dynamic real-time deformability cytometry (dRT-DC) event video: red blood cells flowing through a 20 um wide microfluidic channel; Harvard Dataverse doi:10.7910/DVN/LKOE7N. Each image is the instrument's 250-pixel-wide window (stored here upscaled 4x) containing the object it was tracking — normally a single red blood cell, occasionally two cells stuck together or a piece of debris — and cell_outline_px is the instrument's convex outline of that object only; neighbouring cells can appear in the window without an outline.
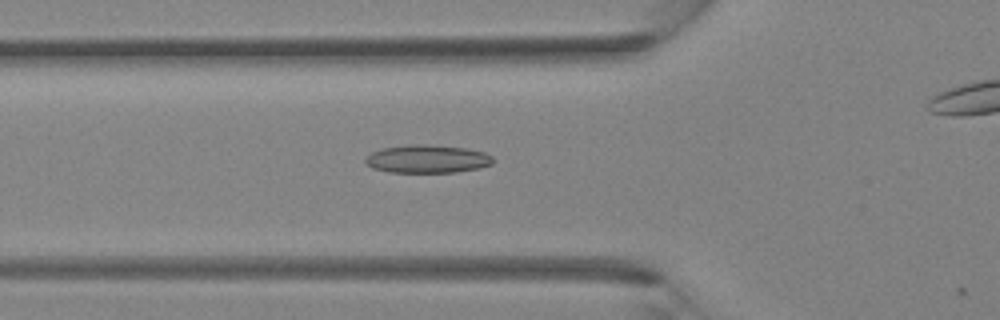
{"species": "Egyptian fruit bat (a non-hibernating species)", "species_latin": "Rousettus aegyptiacus", "temperature_condition": "room temperature", "stored_images_in_passage": 27, "camera_frame_rate_fps": 3000, "um_per_image_px": 0.085, "animal": {"sex": "female"}, "frame": {"image": 1, "passage_image": 6, "time_ms": 1.667, "image_size_px": [1000, 320], "cell_outline_px": [[492, 164], [480, 168], [456, 172], [388, 172], [372, 168], [364, 164], [364, 160], [372, 152], [384, 148], [412, 144], [424, 144], [468, 148], [484, 152], [492, 156]], "centroid_in_image_um": [36.32, 13.51], "position_along_channel_um": 89.5, "area_um2": 20.92}}
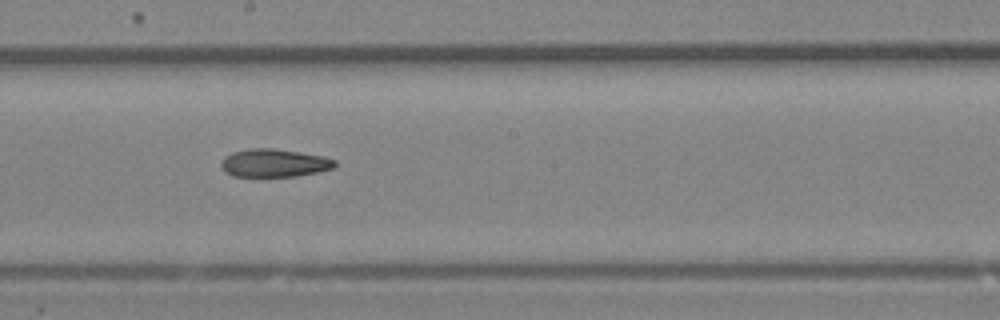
{"frame": {"image": 2, "passage_image": 14, "time_ms": 4.333, "image_size_px": [1000, 320], "cell_outline_px": [[336, 164], [332, 168], [316, 172], [296, 176], [232, 176], [224, 172], [220, 168], [220, 164], [224, 156], [232, 152], [248, 148], [272, 148], [300, 152], [324, 156], [336, 160]], "centroid_in_image_um": [23.25, 13.84], "position_along_channel_um": 224.9, "area_um2": 18.67}}
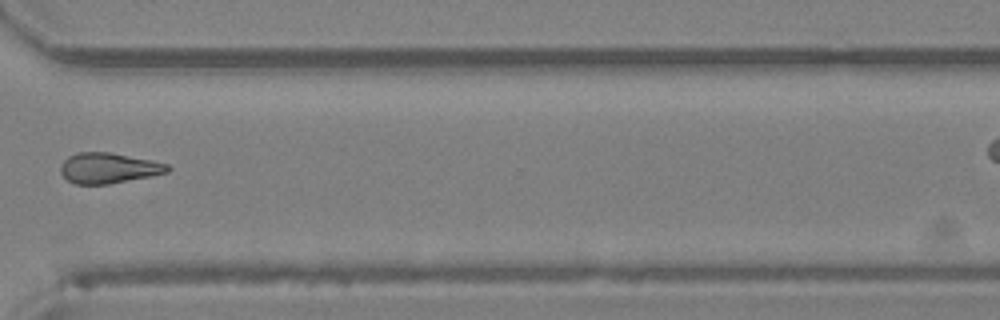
{"frame": {"image": 3, "passage_image": 22, "time_ms": 7.0, "image_size_px": [1000, 320], "cell_outline_px": [[172, 168], [168, 172], [152, 176], [108, 184], [76, 184], [68, 180], [60, 172], [60, 164], [68, 156], [80, 152], [108, 152], [152, 160], [168, 164]], "centroid_in_image_um": [9.24, 14.28], "position_along_channel_um": 361.4, "area_um2": 19.02}}